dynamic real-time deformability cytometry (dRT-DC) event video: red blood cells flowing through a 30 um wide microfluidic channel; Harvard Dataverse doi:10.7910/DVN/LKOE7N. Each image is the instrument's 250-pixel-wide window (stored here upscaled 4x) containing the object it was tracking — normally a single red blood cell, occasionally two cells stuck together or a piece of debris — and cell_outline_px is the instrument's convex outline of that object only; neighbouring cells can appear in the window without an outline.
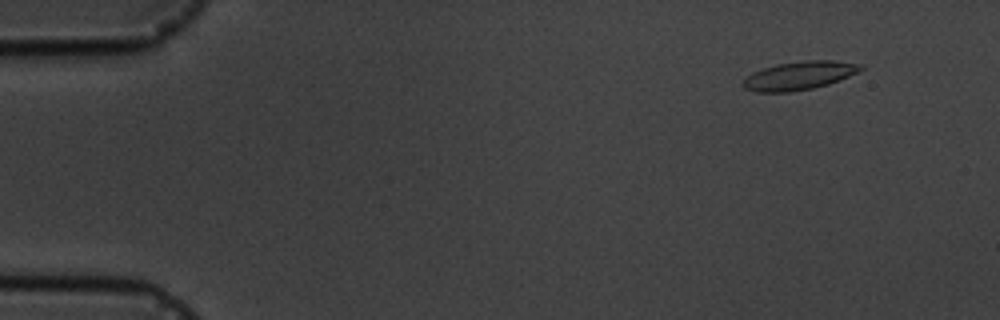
{"species": "common noctule bat (a hibernating species)", "species_latin": "Nyctalus noctula", "temperature_condition": "cold", "stored_images_in_passage": 5, "camera_frame_rate_fps": 3000, "um_per_image_px": 0.085, "animal": {"sex": "male", "body_mass_g": 19.5, "forearm_length_mm": 54.6}, "frame": {"image": 1, "passage_image": 2, "time_ms": 1.0, "image_size_px": [1000, 320], "cell_outline_px": [[864, 68], [848, 76], [828, 84], [812, 88], [788, 92], [756, 92], [744, 88], [744, 80], [752, 72], [776, 64], [808, 60], [832, 60], [864, 64]], "centroid_in_image_um": [67.95, 6.42], "position_along_channel_um": 17.1, "area_um2": 19.25}}
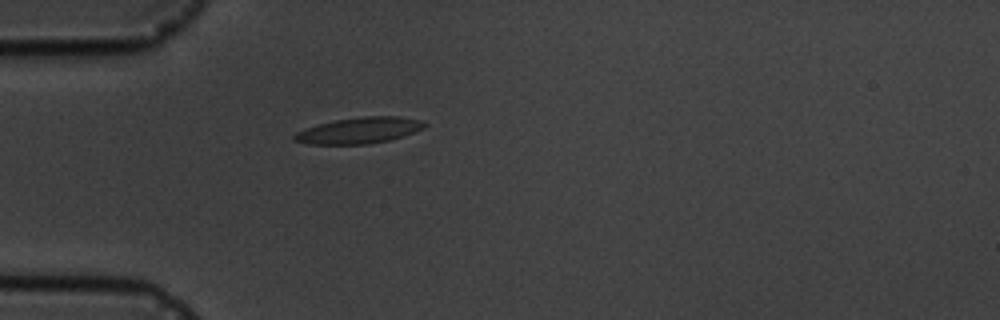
{"frame": {"image": 2, "passage_image": 5, "time_ms": 4.667, "image_size_px": [1000, 320], "cell_outline_px": [[428, 124], [424, 128], [404, 136], [388, 140], [368, 144], [308, 144], [292, 140], [292, 136], [296, 132], [304, 128], [336, 120], [364, 116], [396, 116], [424, 120]], "centroid_in_image_um": [30.54, 11.08], "position_along_channel_um": 54.5, "area_um2": 19.88}}